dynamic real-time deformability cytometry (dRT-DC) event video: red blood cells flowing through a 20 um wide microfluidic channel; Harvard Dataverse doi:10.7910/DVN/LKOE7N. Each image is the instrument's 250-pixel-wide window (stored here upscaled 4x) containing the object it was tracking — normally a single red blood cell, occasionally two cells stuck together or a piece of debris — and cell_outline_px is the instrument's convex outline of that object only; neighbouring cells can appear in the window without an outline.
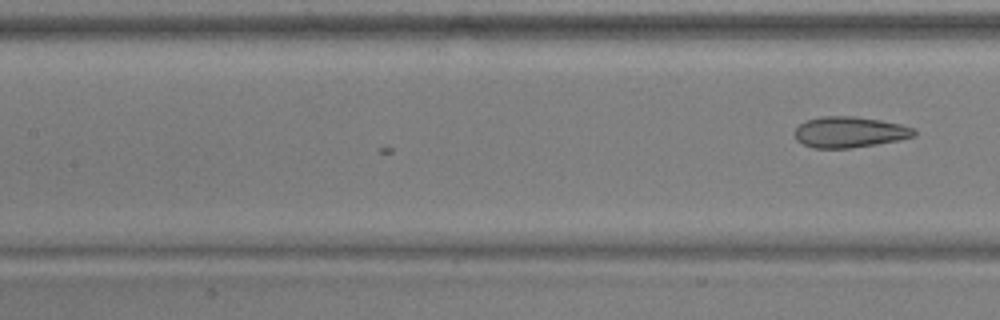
{"species": "common noctule bat (a hibernating species)", "species_latin": "Nyctalus noctula", "temperature_condition": "warm", "stored_images_in_passage": 17, "camera_frame_rate_fps": 3000, "um_per_image_px": 0.085, "animal": {"sex": "male", "body_mass_g": 17.9, "forearm_length_mm": 54.2}, "frame": {"image": 1, "passage_image": 17, "time_ms": 5.333, "image_size_px": [1000, 320], "cell_outline_px": [[916, 136], [900, 140], [852, 148], [812, 148], [796, 140], [792, 132], [800, 124], [808, 120], [824, 116], [852, 116], [880, 120], [900, 124], [916, 128]], "centroid_in_image_um": [72.22, 11.23], "position_along_channel_um": 135.2, "area_um2": 21.62}}